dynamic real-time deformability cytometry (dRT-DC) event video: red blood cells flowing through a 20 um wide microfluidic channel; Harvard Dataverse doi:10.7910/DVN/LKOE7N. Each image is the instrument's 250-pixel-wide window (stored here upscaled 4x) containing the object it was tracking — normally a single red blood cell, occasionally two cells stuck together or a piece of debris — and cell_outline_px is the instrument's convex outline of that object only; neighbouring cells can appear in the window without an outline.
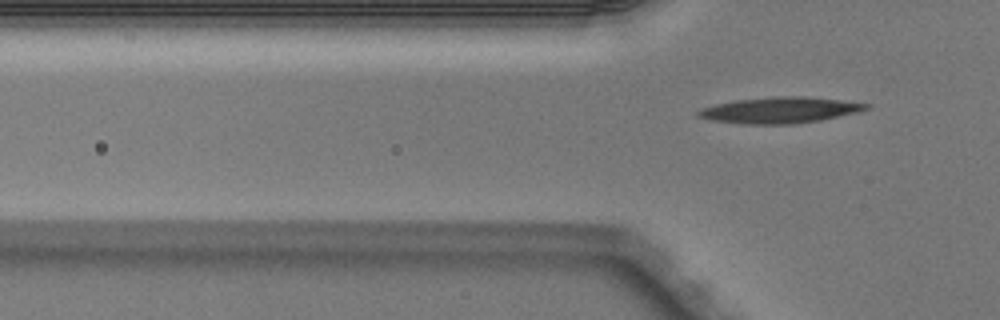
{"species": "Egyptian fruit bat (a non-hibernating species)", "species_latin": "Rousettus aegyptiacus", "temperature_condition": "warm", "stored_images_in_passage": 4, "camera_frame_rate_fps": 3000, "um_per_image_px": 0.085, "animal": {"sex": "male"}, "frame": {"image": 1, "passage_image": 4, "time_ms": 1.0, "image_size_px": [1000, 320], "cell_outline_px": [[872, 104], [868, 108], [860, 112], [820, 120], [796, 124], [740, 124], [712, 120], [696, 116], [696, 112], [700, 108], [716, 104], [736, 100], [776, 96], [804, 96], [840, 100]], "centroid_in_image_um": [66.29, 9.36], "position_along_channel_um": 59.5, "area_um2": 25.61}}